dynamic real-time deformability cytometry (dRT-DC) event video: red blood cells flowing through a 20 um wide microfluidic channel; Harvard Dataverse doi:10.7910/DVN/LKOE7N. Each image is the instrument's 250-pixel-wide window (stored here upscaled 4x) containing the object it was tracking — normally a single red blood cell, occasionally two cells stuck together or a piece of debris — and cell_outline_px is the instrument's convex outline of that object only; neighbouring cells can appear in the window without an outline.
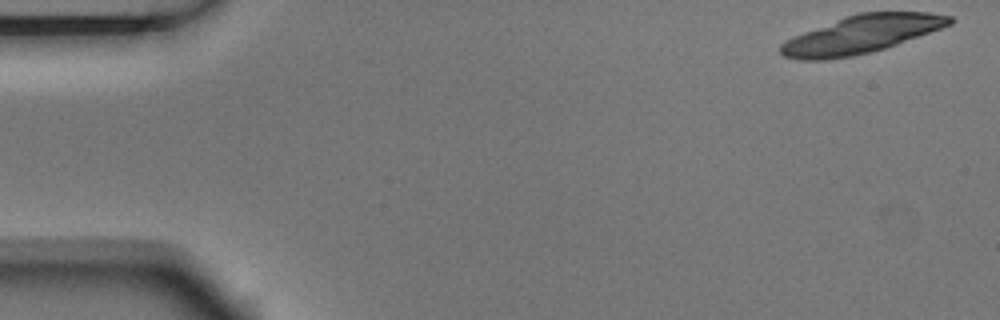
{"species": "Egyptian fruit bat (a non-hibernating species)", "species_latin": "Rousettus aegyptiacus", "temperature_condition": "room temperature", "stored_images_in_passage": 5, "camera_frame_rate_fps": 3000, "um_per_image_px": 0.085, "animal": {"sex": "male"}, "frame": {"image": 1, "passage_image": 1, "time_ms": 0.0, "image_size_px": [1000, 320], "cell_outline_px": [[956, 20], [952, 24], [896, 44], [884, 48], [852, 56], [824, 60], [800, 60], [784, 56], [780, 52], [780, 44], [804, 32], [844, 16], [860, 12], [928, 12], [952, 16]], "centroid_in_image_um": [73.24, 2.91], "position_along_channel_um": 11.8, "area_um2": 36.82}}